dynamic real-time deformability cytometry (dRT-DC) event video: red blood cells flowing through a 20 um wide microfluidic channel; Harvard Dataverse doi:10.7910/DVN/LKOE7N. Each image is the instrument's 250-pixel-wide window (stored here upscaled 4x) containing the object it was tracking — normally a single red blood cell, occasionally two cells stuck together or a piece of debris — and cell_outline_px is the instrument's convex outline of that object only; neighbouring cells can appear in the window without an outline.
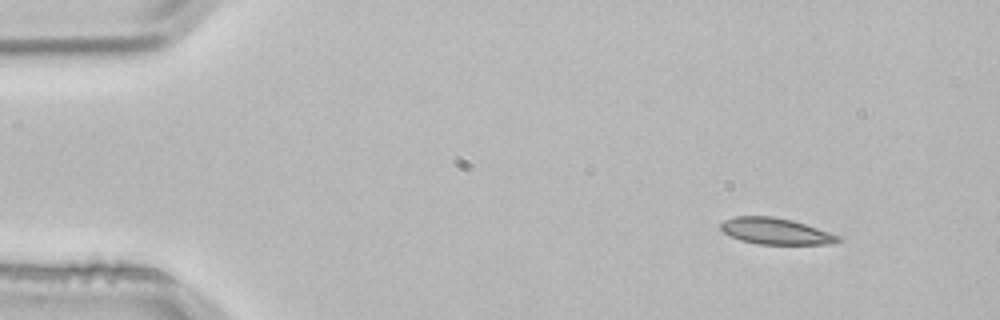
{"species": "common noctule bat (a hibernating species)", "species_latin": "Nyctalus noctula", "temperature_condition": "room temperature", "stored_images_in_passage": 3, "camera_frame_rate_fps": 3000, "um_per_image_px": 0.085, "animal": {"sex": "male", "body_mass_g": 21.5, "forearm_length_mm": 52.0}, "frame": {"image": 1, "passage_image": 1, "time_ms": 0.0, "image_size_px": [1000, 320], "cell_outline_px": [[840, 240], [836, 244], [756, 244], [740, 240], [728, 236], [720, 228], [720, 224], [724, 220], [736, 216], [772, 216], [792, 220], [840, 236]], "centroid_in_image_um": [65.89, 19.66], "position_along_channel_um": 19.1, "area_um2": 17.98}}
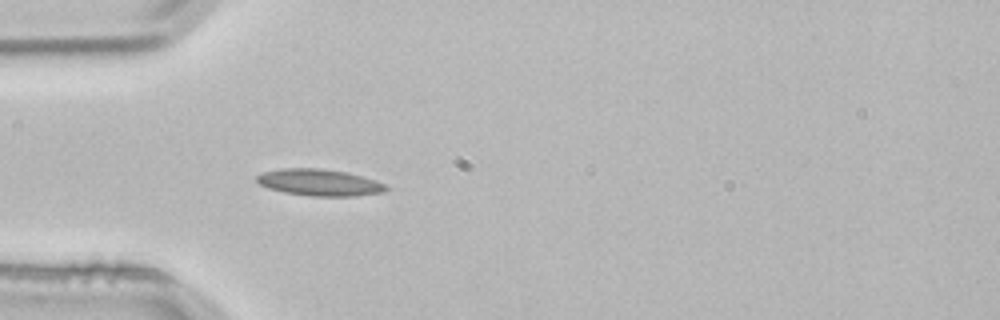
{"frame": {"image": 2, "passage_image": 3, "time_ms": 0.667, "image_size_px": [1000, 320], "cell_outline_px": [[388, 188], [384, 192], [356, 196], [312, 196], [284, 192], [268, 188], [260, 184], [256, 180], [256, 176], [264, 172], [280, 168], [320, 168], [344, 172], [376, 180], [384, 184]], "centroid_in_image_um": [27.13, 15.51], "position_along_channel_um": 57.9, "area_um2": 19.94}}